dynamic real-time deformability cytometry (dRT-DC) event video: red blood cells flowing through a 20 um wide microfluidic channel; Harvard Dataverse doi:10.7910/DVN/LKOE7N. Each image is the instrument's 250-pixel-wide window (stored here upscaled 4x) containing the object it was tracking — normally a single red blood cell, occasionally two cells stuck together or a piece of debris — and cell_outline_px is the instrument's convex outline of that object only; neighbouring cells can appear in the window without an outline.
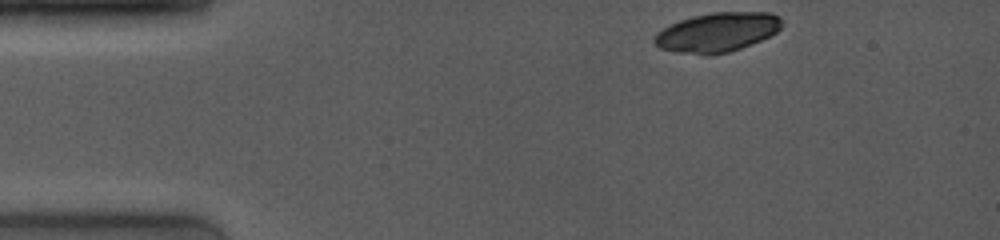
{"species": "common noctule bat (a hibernating species)", "species_latin": "Nyctalus noctula", "temperature_condition": "room temperature", "stored_images_in_passage": 18, "camera_frame_rate_fps": 4000, "um_per_image_px": 0.085, "animal": {"sex": "female", "body_mass_g": 19.0, "forearm_length_mm": 53.3}, "frame": {"image": 1, "passage_image": 1, "time_ms": 0.0, "image_size_px": [1000, 240], "cell_outline_px": [[784, 24], [776, 32], [760, 40], [740, 48], [728, 52], [708, 56], [676, 52], [660, 48], [652, 40], [656, 32], [680, 20], [692, 16], [712, 12], [772, 12], [780, 16], [784, 20]], "centroid_in_image_um": [60.98, 2.74], "position_along_channel_um": 24.0, "area_um2": 29.42}}